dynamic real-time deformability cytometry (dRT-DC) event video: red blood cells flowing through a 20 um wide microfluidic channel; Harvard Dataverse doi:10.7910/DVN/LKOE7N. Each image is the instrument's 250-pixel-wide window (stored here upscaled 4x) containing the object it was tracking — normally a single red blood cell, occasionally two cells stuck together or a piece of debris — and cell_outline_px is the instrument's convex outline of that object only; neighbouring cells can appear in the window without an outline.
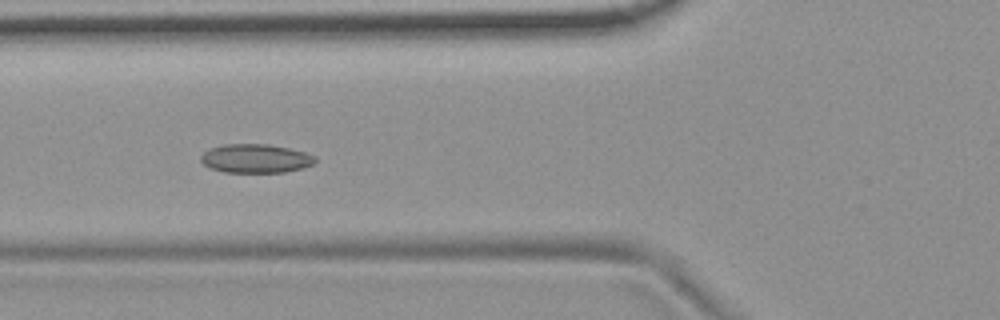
{"species": "common noctule bat (a hibernating species)", "species_latin": "Nyctalus noctula", "temperature_condition": "room temperature", "stored_images_in_passage": 13, "camera_frame_rate_fps": 3000, "um_per_image_px": 0.085, "animal": {"sex": "female", "body_mass_g": 19.9}, "frame": {"image": 1, "passage_image": 10, "time_ms": 3.0, "image_size_px": [1000, 320], "cell_outline_px": [[316, 160], [312, 164], [304, 168], [284, 172], [224, 172], [212, 168], [204, 164], [200, 160], [200, 156], [208, 148], [224, 144], [268, 144], [288, 148], [304, 152], [316, 156]], "centroid_in_image_um": [21.72, 13.46], "position_along_channel_um": 104.1, "area_um2": 19.19}}